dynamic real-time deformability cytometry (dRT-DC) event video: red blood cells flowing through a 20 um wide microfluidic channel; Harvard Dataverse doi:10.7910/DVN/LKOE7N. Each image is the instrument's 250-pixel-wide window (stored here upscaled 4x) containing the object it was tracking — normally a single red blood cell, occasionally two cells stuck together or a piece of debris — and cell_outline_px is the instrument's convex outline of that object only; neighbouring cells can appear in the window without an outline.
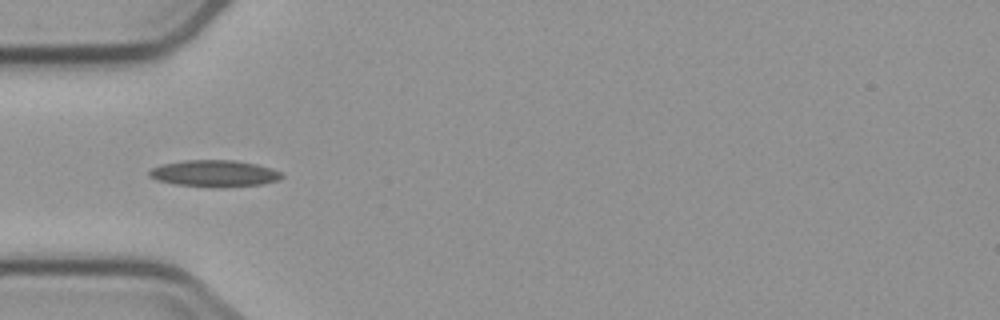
{"species": "common noctule bat (a hibernating species)", "species_latin": "Nyctalus noctula", "temperature_condition": "cold", "stored_images_in_passage": 9, "camera_frame_rate_fps": 3000, "um_per_image_px": 0.085, "animal": {"sex": "male", "body_mass_g": 23.1, "forearm_length_mm": 52.7}, "frame": {"image": 1, "passage_image": 4, "time_ms": 4.667, "image_size_px": [1000, 320], "cell_outline_px": [[284, 176], [280, 180], [260, 184], [224, 188], [212, 188], [172, 184], [156, 180], [148, 176], [148, 172], [152, 168], [160, 164], [184, 160], [232, 160], [256, 164], [280, 172]], "centroid_in_image_um": [18.16, 14.76], "position_along_channel_um": 66.8, "area_um2": 20.87}}
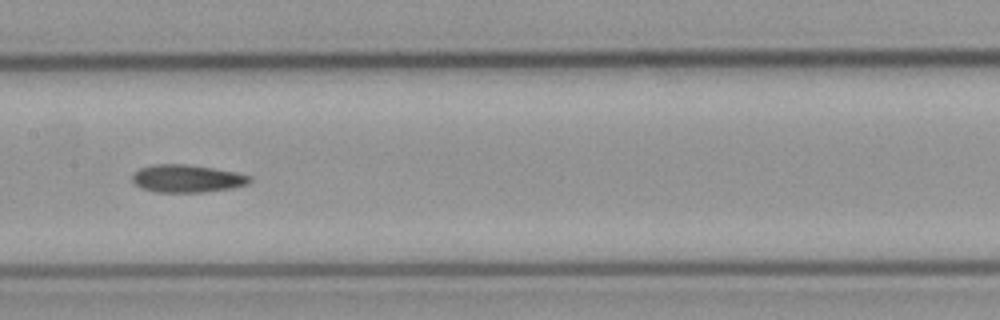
{"frame": {"image": 2, "passage_image": 7, "time_ms": 8.0, "image_size_px": [1000, 320], "cell_outline_px": [[252, 180], [248, 184], [232, 188], [204, 192], [156, 192], [140, 188], [132, 180], [132, 176], [140, 168], [156, 164], [184, 164], [212, 168], [236, 172], [252, 176]], "centroid_in_image_um": [15.92, 15.18], "position_along_channel_um": 191.5, "area_um2": 18.9}}
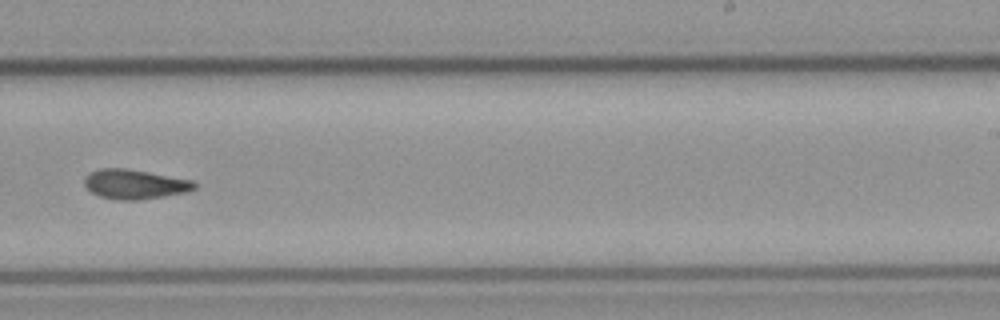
{"frame": {"image": 3, "passage_image": 9, "time_ms": 10.333, "image_size_px": [1000, 320], "cell_outline_px": [[196, 188], [188, 192], [140, 200], [120, 200], [100, 196], [92, 192], [84, 184], [84, 176], [100, 168], [124, 168], [148, 172], [192, 180], [196, 184]], "centroid_in_image_um": [11.46, 15.66], "position_along_channel_um": 277.5, "area_um2": 18.84}}